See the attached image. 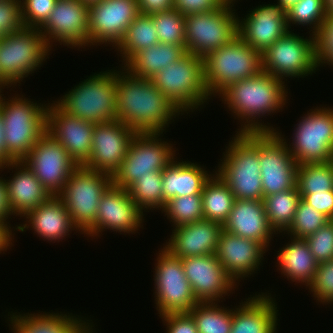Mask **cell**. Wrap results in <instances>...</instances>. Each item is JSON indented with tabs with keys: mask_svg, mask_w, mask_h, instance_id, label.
Masks as SVG:
<instances>
[{
	"mask_svg": "<svg viewBox=\"0 0 333 333\" xmlns=\"http://www.w3.org/2000/svg\"><path fill=\"white\" fill-rule=\"evenodd\" d=\"M121 68L115 70L117 120L136 133L163 134L169 123L183 113L150 79L133 76Z\"/></svg>",
	"mask_w": 333,
	"mask_h": 333,
	"instance_id": "1",
	"label": "cell"
},
{
	"mask_svg": "<svg viewBox=\"0 0 333 333\" xmlns=\"http://www.w3.org/2000/svg\"><path fill=\"white\" fill-rule=\"evenodd\" d=\"M286 85L281 79L261 71L257 76L228 85L218 96L234 118L243 123L237 133L276 132L268 122V125L262 123L260 117L275 114L285 107L289 100Z\"/></svg>",
	"mask_w": 333,
	"mask_h": 333,
	"instance_id": "2",
	"label": "cell"
},
{
	"mask_svg": "<svg viewBox=\"0 0 333 333\" xmlns=\"http://www.w3.org/2000/svg\"><path fill=\"white\" fill-rule=\"evenodd\" d=\"M215 172L235 199L263 200L259 162V132L235 133Z\"/></svg>",
	"mask_w": 333,
	"mask_h": 333,
	"instance_id": "3",
	"label": "cell"
},
{
	"mask_svg": "<svg viewBox=\"0 0 333 333\" xmlns=\"http://www.w3.org/2000/svg\"><path fill=\"white\" fill-rule=\"evenodd\" d=\"M0 97V112L3 118L4 144L7 155L13 161H23L47 132V106L14 94ZM8 100V101H7Z\"/></svg>",
	"mask_w": 333,
	"mask_h": 333,
	"instance_id": "4",
	"label": "cell"
},
{
	"mask_svg": "<svg viewBox=\"0 0 333 333\" xmlns=\"http://www.w3.org/2000/svg\"><path fill=\"white\" fill-rule=\"evenodd\" d=\"M54 102L67 114L95 124L117 120L115 69L90 75Z\"/></svg>",
	"mask_w": 333,
	"mask_h": 333,
	"instance_id": "5",
	"label": "cell"
},
{
	"mask_svg": "<svg viewBox=\"0 0 333 333\" xmlns=\"http://www.w3.org/2000/svg\"><path fill=\"white\" fill-rule=\"evenodd\" d=\"M150 80L183 114L202 109L211 98L205 86L203 58L191 53L161 69Z\"/></svg>",
	"mask_w": 333,
	"mask_h": 333,
	"instance_id": "6",
	"label": "cell"
},
{
	"mask_svg": "<svg viewBox=\"0 0 333 333\" xmlns=\"http://www.w3.org/2000/svg\"><path fill=\"white\" fill-rule=\"evenodd\" d=\"M52 49L38 28L22 27L0 38V87L21 84L39 69ZM7 86V87H5Z\"/></svg>",
	"mask_w": 333,
	"mask_h": 333,
	"instance_id": "7",
	"label": "cell"
},
{
	"mask_svg": "<svg viewBox=\"0 0 333 333\" xmlns=\"http://www.w3.org/2000/svg\"><path fill=\"white\" fill-rule=\"evenodd\" d=\"M204 81L210 97L228 85L257 76L262 71L261 53L238 35L204 59Z\"/></svg>",
	"mask_w": 333,
	"mask_h": 333,
	"instance_id": "8",
	"label": "cell"
},
{
	"mask_svg": "<svg viewBox=\"0 0 333 333\" xmlns=\"http://www.w3.org/2000/svg\"><path fill=\"white\" fill-rule=\"evenodd\" d=\"M308 38L289 30L261 53L262 71L284 82L315 73L319 70L316 35L311 32Z\"/></svg>",
	"mask_w": 333,
	"mask_h": 333,
	"instance_id": "9",
	"label": "cell"
},
{
	"mask_svg": "<svg viewBox=\"0 0 333 333\" xmlns=\"http://www.w3.org/2000/svg\"><path fill=\"white\" fill-rule=\"evenodd\" d=\"M112 184V175L78 166L65 183L58 197L64 202L80 234L95 222L102 194Z\"/></svg>",
	"mask_w": 333,
	"mask_h": 333,
	"instance_id": "10",
	"label": "cell"
},
{
	"mask_svg": "<svg viewBox=\"0 0 333 333\" xmlns=\"http://www.w3.org/2000/svg\"><path fill=\"white\" fill-rule=\"evenodd\" d=\"M162 133H136L120 167L112 175L114 186L127 189L137 179L163 171L177 155Z\"/></svg>",
	"mask_w": 333,
	"mask_h": 333,
	"instance_id": "11",
	"label": "cell"
},
{
	"mask_svg": "<svg viewBox=\"0 0 333 333\" xmlns=\"http://www.w3.org/2000/svg\"><path fill=\"white\" fill-rule=\"evenodd\" d=\"M232 7L225 3L220 9L185 16L186 52L204 59L231 42L238 35V15Z\"/></svg>",
	"mask_w": 333,
	"mask_h": 333,
	"instance_id": "12",
	"label": "cell"
},
{
	"mask_svg": "<svg viewBox=\"0 0 333 333\" xmlns=\"http://www.w3.org/2000/svg\"><path fill=\"white\" fill-rule=\"evenodd\" d=\"M310 110L295 125L293 142L287 147L299 165L332 162L333 107Z\"/></svg>",
	"mask_w": 333,
	"mask_h": 333,
	"instance_id": "13",
	"label": "cell"
},
{
	"mask_svg": "<svg viewBox=\"0 0 333 333\" xmlns=\"http://www.w3.org/2000/svg\"><path fill=\"white\" fill-rule=\"evenodd\" d=\"M159 252L153 275L157 314L189 312L198 301L185 276L182 261L164 247Z\"/></svg>",
	"mask_w": 333,
	"mask_h": 333,
	"instance_id": "14",
	"label": "cell"
},
{
	"mask_svg": "<svg viewBox=\"0 0 333 333\" xmlns=\"http://www.w3.org/2000/svg\"><path fill=\"white\" fill-rule=\"evenodd\" d=\"M263 198L296 187L298 163L282 132H259Z\"/></svg>",
	"mask_w": 333,
	"mask_h": 333,
	"instance_id": "15",
	"label": "cell"
},
{
	"mask_svg": "<svg viewBox=\"0 0 333 333\" xmlns=\"http://www.w3.org/2000/svg\"><path fill=\"white\" fill-rule=\"evenodd\" d=\"M51 196H58L78 167L68 151L46 132L23 160Z\"/></svg>",
	"mask_w": 333,
	"mask_h": 333,
	"instance_id": "16",
	"label": "cell"
},
{
	"mask_svg": "<svg viewBox=\"0 0 333 333\" xmlns=\"http://www.w3.org/2000/svg\"><path fill=\"white\" fill-rule=\"evenodd\" d=\"M89 4L82 0H57L49 18L39 28L50 48L53 42L78 50L89 45ZM84 46V47H83Z\"/></svg>",
	"mask_w": 333,
	"mask_h": 333,
	"instance_id": "17",
	"label": "cell"
},
{
	"mask_svg": "<svg viewBox=\"0 0 333 333\" xmlns=\"http://www.w3.org/2000/svg\"><path fill=\"white\" fill-rule=\"evenodd\" d=\"M139 14L137 0H100L89 4V45L116 47Z\"/></svg>",
	"mask_w": 333,
	"mask_h": 333,
	"instance_id": "18",
	"label": "cell"
},
{
	"mask_svg": "<svg viewBox=\"0 0 333 333\" xmlns=\"http://www.w3.org/2000/svg\"><path fill=\"white\" fill-rule=\"evenodd\" d=\"M143 212L127 189L111 184L100 198L95 222L84 235L97 238L104 229L124 235L135 234L139 228H143Z\"/></svg>",
	"mask_w": 333,
	"mask_h": 333,
	"instance_id": "19",
	"label": "cell"
},
{
	"mask_svg": "<svg viewBox=\"0 0 333 333\" xmlns=\"http://www.w3.org/2000/svg\"><path fill=\"white\" fill-rule=\"evenodd\" d=\"M136 132L119 120L95 124L91 155L83 165L113 175L120 167Z\"/></svg>",
	"mask_w": 333,
	"mask_h": 333,
	"instance_id": "20",
	"label": "cell"
},
{
	"mask_svg": "<svg viewBox=\"0 0 333 333\" xmlns=\"http://www.w3.org/2000/svg\"><path fill=\"white\" fill-rule=\"evenodd\" d=\"M181 261L198 302H220L238 287L219 263L216 254L190 256Z\"/></svg>",
	"mask_w": 333,
	"mask_h": 333,
	"instance_id": "21",
	"label": "cell"
},
{
	"mask_svg": "<svg viewBox=\"0 0 333 333\" xmlns=\"http://www.w3.org/2000/svg\"><path fill=\"white\" fill-rule=\"evenodd\" d=\"M95 123L64 112L53 100L47 105V132L67 151L78 166L84 165L91 155Z\"/></svg>",
	"mask_w": 333,
	"mask_h": 333,
	"instance_id": "22",
	"label": "cell"
},
{
	"mask_svg": "<svg viewBox=\"0 0 333 333\" xmlns=\"http://www.w3.org/2000/svg\"><path fill=\"white\" fill-rule=\"evenodd\" d=\"M248 12L244 18L238 17L237 33L260 53L289 31L286 11L279 3L262 4Z\"/></svg>",
	"mask_w": 333,
	"mask_h": 333,
	"instance_id": "23",
	"label": "cell"
},
{
	"mask_svg": "<svg viewBox=\"0 0 333 333\" xmlns=\"http://www.w3.org/2000/svg\"><path fill=\"white\" fill-rule=\"evenodd\" d=\"M267 249L258 241L243 238L222 230L216 257L224 267L227 274L239 284L240 279H245L257 273L264 259ZM261 263V264H260ZM238 281V282H237Z\"/></svg>",
	"mask_w": 333,
	"mask_h": 333,
	"instance_id": "24",
	"label": "cell"
},
{
	"mask_svg": "<svg viewBox=\"0 0 333 333\" xmlns=\"http://www.w3.org/2000/svg\"><path fill=\"white\" fill-rule=\"evenodd\" d=\"M222 230V224L207 219L173 227L170 239L163 247L180 259L216 254Z\"/></svg>",
	"mask_w": 333,
	"mask_h": 333,
	"instance_id": "25",
	"label": "cell"
},
{
	"mask_svg": "<svg viewBox=\"0 0 333 333\" xmlns=\"http://www.w3.org/2000/svg\"><path fill=\"white\" fill-rule=\"evenodd\" d=\"M26 223L15 226V230L24 232L32 228L34 233L48 242L62 241L69 232L78 229L72 224L64 202L58 196H51L46 202L28 211L24 216ZM30 226V227H29Z\"/></svg>",
	"mask_w": 333,
	"mask_h": 333,
	"instance_id": "26",
	"label": "cell"
},
{
	"mask_svg": "<svg viewBox=\"0 0 333 333\" xmlns=\"http://www.w3.org/2000/svg\"><path fill=\"white\" fill-rule=\"evenodd\" d=\"M223 230L234 235L260 242L267 250L276 235L269 226L263 200L235 199Z\"/></svg>",
	"mask_w": 333,
	"mask_h": 333,
	"instance_id": "27",
	"label": "cell"
},
{
	"mask_svg": "<svg viewBox=\"0 0 333 333\" xmlns=\"http://www.w3.org/2000/svg\"><path fill=\"white\" fill-rule=\"evenodd\" d=\"M4 168L15 169L11 179H5L8 201L13 216L23 217L28 211L46 202L50 193L34 175L33 171L23 161H12Z\"/></svg>",
	"mask_w": 333,
	"mask_h": 333,
	"instance_id": "28",
	"label": "cell"
},
{
	"mask_svg": "<svg viewBox=\"0 0 333 333\" xmlns=\"http://www.w3.org/2000/svg\"><path fill=\"white\" fill-rule=\"evenodd\" d=\"M245 300L233 308L230 333H277L279 310L271 293L261 292Z\"/></svg>",
	"mask_w": 333,
	"mask_h": 333,
	"instance_id": "29",
	"label": "cell"
},
{
	"mask_svg": "<svg viewBox=\"0 0 333 333\" xmlns=\"http://www.w3.org/2000/svg\"><path fill=\"white\" fill-rule=\"evenodd\" d=\"M8 314V322L14 333H93L94 327L90 321L72 313H24ZM68 314V315H67ZM83 319V320H82Z\"/></svg>",
	"mask_w": 333,
	"mask_h": 333,
	"instance_id": "30",
	"label": "cell"
},
{
	"mask_svg": "<svg viewBox=\"0 0 333 333\" xmlns=\"http://www.w3.org/2000/svg\"><path fill=\"white\" fill-rule=\"evenodd\" d=\"M177 160L174 159L162 172L163 196L166 201L173 197L202 194L205 182L212 175L197 162Z\"/></svg>",
	"mask_w": 333,
	"mask_h": 333,
	"instance_id": "31",
	"label": "cell"
},
{
	"mask_svg": "<svg viewBox=\"0 0 333 333\" xmlns=\"http://www.w3.org/2000/svg\"><path fill=\"white\" fill-rule=\"evenodd\" d=\"M278 251L277 263L281 274L288 280L301 283L306 288L312 283L318 262L311 253L305 239L291 237ZM290 278V279H289Z\"/></svg>",
	"mask_w": 333,
	"mask_h": 333,
	"instance_id": "32",
	"label": "cell"
},
{
	"mask_svg": "<svg viewBox=\"0 0 333 333\" xmlns=\"http://www.w3.org/2000/svg\"><path fill=\"white\" fill-rule=\"evenodd\" d=\"M186 53L183 46L158 43L137 52L123 67L133 76L151 79Z\"/></svg>",
	"mask_w": 333,
	"mask_h": 333,
	"instance_id": "33",
	"label": "cell"
},
{
	"mask_svg": "<svg viewBox=\"0 0 333 333\" xmlns=\"http://www.w3.org/2000/svg\"><path fill=\"white\" fill-rule=\"evenodd\" d=\"M235 202V196L226 183L214 172L202 190L204 219L224 224Z\"/></svg>",
	"mask_w": 333,
	"mask_h": 333,
	"instance_id": "34",
	"label": "cell"
},
{
	"mask_svg": "<svg viewBox=\"0 0 333 333\" xmlns=\"http://www.w3.org/2000/svg\"><path fill=\"white\" fill-rule=\"evenodd\" d=\"M156 31L151 15L139 13L136 16L127 27L125 36L115 47L122 56V66L140 50L159 43Z\"/></svg>",
	"mask_w": 333,
	"mask_h": 333,
	"instance_id": "35",
	"label": "cell"
},
{
	"mask_svg": "<svg viewBox=\"0 0 333 333\" xmlns=\"http://www.w3.org/2000/svg\"><path fill=\"white\" fill-rule=\"evenodd\" d=\"M301 196L297 186L263 198L269 226L277 234L285 232L293 222Z\"/></svg>",
	"mask_w": 333,
	"mask_h": 333,
	"instance_id": "36",
	"label": "cell"
},
{
	"mask_svg": "<svg viewBox=\"0 0 333 333\" xmlns=\"http://www.w3.org/2000/svg\"><path fill=\"white\" fill-rule=\"evenodd\" d=\"M189 313L196 322L198 333H230L233 308L227 309L218 302H198Z\"/></svg>",
	"mask_w": 333,
	"mask_h": 333,
	"instance_id": "37",
	"label": "cell"
},
{
	"mask_svg": "<svg viewBox=\"0 0 333 333\" xmlns=\"http://www.w3.org/2000/svg\"><path fill=\"white\" fill-rule=\"evenodd\" d=\"M162 172L156 171L145 175L127 188L130 197L142 211L164 209L167 201L163 196Z\"/></svg>",
	"mask_w": 333,
	"mask_h": 333,
	"instance_id": "38",
	"label": "cell"
},
{
	"mask_svg": "<svg viewBox=\"0 0 333 333\" xmlns=\"http://www.w3.org/2000/svg\"><path fill=\"white\" fill-rule=\"evenodd\" d=\"M296 186L299 194L333 190V161L298 165Z\"/></svg>",
	"mask_w": 333,
	"mask_h": 333,
	"instance_id": "39",
	"label": "cell"
},
{
	"mask_svg": "<svg viewBox=\"0 0 333 333\" xmlns=\"http://www.w3.org/2000/svg\"><path fill=\"white\" fill-rule=\"evenodd\" d=\"M172 226L178 227L204 219L202 194L170 198L161 211Z\"/></svg>",
	"mask_w": 333,
	"mask_h": 333,
	"instance_id": "40",
	"label": "cell"
},
{
	"mask_svg": "<svg viewBox=\"0 0 333 333\" xmlns=\"http://www.w3.org/2000/svg\"><path fill=\"white\" fill-rule=\"evenodd\" d=\"M327 18L324 0H300L286 10V19L289 30L291 24L307 26L309 33L316 35ZM309 26V28H308Z\"/></svg>",
	"mask_w": 333,
	"mask_h": 333,
	"instance_id": "41",
	"label": "cell"
},
{
	"mask_svg": "<svg viewBox=\"0 0 333 333\" xmlns=\"http://www.w3.org/2000/svg\"><path fill=\"white\" fill-rule=\"evenodd\" d=\"M159 43L185 48V16L175 9L152 14Z\"/></svg>",
	"mask_w": 333,
	"mask_h": 333,
	"instance_id": "42",
	"label": "cell"
},
{
	"mask_svg": "<svg viewBox=\"0 0 333 333\" xmlns=\"http://www.w3.org/2000/svg\"><path fill=\"white\" fill-rule=\"evenodd\" d=\"M329 221L330 220L324 214L318 212L301 198L298 202L293 222L283 233L294 238L305 239L318 231Z\"/></svg>",
	"mask_w": 333,
	"mask_h": 333,
	"instance_id": "43",
	"label": "cell"
},
{
	"mask_svg": "<svg viewBox=\"0 0 333 333\" xmlns=\"http://www.w3.org/2000/svg\"><path fill=\"white\" fill-rule=\"evenodd\" d=\"M308 289L314 299L322 305L333 303V259L318 263L314 279Z\"/></svg>",
	"mask_w": 333,
	"mask_h": 333,
	"instance_id": "44",
	"label": "cell"
},
{
	"mask_svg": "<svg viewBox=\"0 0 333 333\" xmlns=\"http://www.w3.org/2000/svg\"><path fill=\"white\" fill-rule=\"evenodd\" d=\"M57 0L20 1L23 27L40 28L49 18Z\"/></svg>",
	"mask_w": 333,
	"mask_h": 333,
	"instance_id": "45",
	"label": "cell"
},
{
	"mask_svg": "<svg viewBox=\"0 0 333 333\" xmlns=\"http://www.w3.org/2000/svg\"><path fill=\"white\" fill-rule=\"evenodd\" d=\"M318 263L333 259V222L330 220L318 231L305 238Z\"/></svg>",
	"mask_w": 333,
	"mask_h": 333,
	"instance_id": "46",
	"label": "cell"
},
{
	"mask_svg": "<svg viewBox=\"0 0 333 333\" xmlns=\"http://www.w3.org/2000/svg\"><path fill=\"white\" fill-rule=\"evenodd\" d=\"M316 51L318 67L333 66V15L327 16L316 34Z\"/></svg>",
	"mask_w": 333,
	"mask_h": 333,
	"instance_id": "47",
	"label": "cell"
},
{
	"mask_svg": "<svg viewBox=\"0 0 333 333\" xmlns=\"http://www.w3.org/2000/svg\"><path fill=\"white\" fill-rule=\"evenodd\" d=\"M23 27L19 0H0V38Z\"/></svg>",
	"mask_w": 333,
	"mask_h": 333,
	"instance_id": "48",
	"label": "cell"
},
{
	"mask_svg": "<svg viewBox=\"0 0 333 333\" xmlns=\"http://www.w3.org/2000/svg\"><path fill=\"white\" fill-rule=\"evenodd\" d=\"M159 317L167 326L166 333H198L196 322L189 312L168 313Z\"/></svg>",
	"mask_w": 333,
	"mask_h": 333,
	"instance_id": "49",
	"label": "cell"
},
{
	"mask_svg": "<svg viewBox=\"0 0 333 333\" xmlns=\"http://www.w3.org/2000/svg\"><path fill=\"white\" fill-rule=\"evenodd\" d=\"M224 0H173V9L183 16L220 9Z\"/></svg>",
	"mask_w": 333,
	"mask_h": 333,
	"instance_id": "50",
	"label": "cell"
},
{
	"mask_svg": "<svg viewBox=\"0 0 333 333\" xmlns=\"http://www.w3.org/2000/svg\"><path fill=\"white\" fill-rule=\"evenodd\" d=\"M309 205L333 220V190L329 192H315L314 194H300Z\"/></svg>",
	"mask_w": 333,
	"mask_h": 333,
	"instance_id": "51",
	"label": "cell"
},
{
	"mask_svg": "<svg viewBox=\"0 0 333 333\" xmlns=\"http://www.w3.org/2000/svg\"><path fill=\"white\" fill-rule=\"evenodd\" d=\"M139 13L152 15L173 9V0H137Z\"/></svg>",
	"mask_w": 333,
	"mask_h": 333,
	"instance_id": "52",
	"label": "cell"
},
{
	"mask_svg": "<svg viewBox=\"0 0 333 333\" xmlns=\"http://www.w3.org/2000/svg\"><path fill=\"white\" fill-rule=\"evenodd\" d=\"M12 215H13V213L11 212L9 201H8L5 178L0 177V220L4 221L11 227L8 220H9V218H11Z\"/></svg>",
	"mask_w": 333,
	"mask_h": 333,
	"instance_id": "53",
	"label": "cell"
},
{
	"mask_svg": "<svg viewBox=\"0 0 333 333\" xmlns=\"http://www.w3.org/2000/svg\"><path fill=\"white\" fill-rule=\"evenodd\" d=\"M5 223L4 221L0 220V254L7 252V249H10L13 246L12 241L14 240V234H12L13 229Z\"/></svg>",
	"mask_w": 333,
	"mask_h": 333,
	"instance_id": "54",
	"label": "cell"
},
{
	"mask_svg": "<svg viewBox=\"0 0 333 333\" xmlns=\"http://www.w3.org/2000/svg\"><path fill=\"white\" fill-rule=\"evenodd\" d=\"M4 128H3V118L0 112V167L6 166L13 160L7 155L6 147L4 144Z\"/></svg>",
	"mask_w": 333,
	"mask_h": 333,
	"instance_id": "55",
	"label": "cell"
},
{
	"mask_svg": "<svg viewBox=\"0 0 333 333\" xmlns=\"http://www.w3.org/2000/svg\"><path fill=\"white\" fill-rule=\"evenodd\" d=\"M277 3H279L282 8L286 11L288 10L291 6L295 5L298 1L300 0H276Z\"/></svg>",
	"mask_w": 333,
	"mask_h": 333,
	"instance_id": "56",
	"label": "cell"
},
{
	"mask_svg": "<svg viewBox=\"0 0 333 333\" xmlns=\"http://www.w3.org/2000/svg\"><path fill=\"white\" fill-rule=\"evenodd\" d=\"M325 11L327 16L333 15V0H324Z\"/></svg>",
	"mask_w": 333,
	"mask_h": 333,
	"instance_id": "57",
	"label": "cell"
},
{
	"mask_svg": "<svg viewBox=\"0 0 333 333\" xmlns=\"http://www.w3.org/2000/svg\"><path fill=\"white\" fill-rule=\"evenodd\" d=\"M84 3L90 4L100 0H82Z\"/></svg>",
	"mask_w": 333,
	"mask_h": 333,
	"instance_id": "58",
	"label": "cell"
},
{
	"mask_svg": "<svg viewBox=\"0 0 333 333\" xmlns=\"http://www.w3.org/2000/svg\"><path fill=\"white\" fill-rule=\"evenodd\" d=\"M226 3H231V4H235V1L238 2V0H224Z\"/></svg>",
	"mask_w": 333,
	"mask_h": 333,
	"instance_id": "59",
	"label": "cell"
},
{
	"mask_svg": "<svg viewBox=\"0 0 333 333\" xmlns=\"http://www.w3.org/2000/svg\"><path fill=\"white\" fill-rule=\"evenodd\" d=\"M3 89H5L4 87H0V97H1V95H2V91H3Z\"/></svg>",
	"mask_w": 333,
	"mask_h": 333,
	"instance_id": "60",
	"label": "cell"
}]
</instances>
